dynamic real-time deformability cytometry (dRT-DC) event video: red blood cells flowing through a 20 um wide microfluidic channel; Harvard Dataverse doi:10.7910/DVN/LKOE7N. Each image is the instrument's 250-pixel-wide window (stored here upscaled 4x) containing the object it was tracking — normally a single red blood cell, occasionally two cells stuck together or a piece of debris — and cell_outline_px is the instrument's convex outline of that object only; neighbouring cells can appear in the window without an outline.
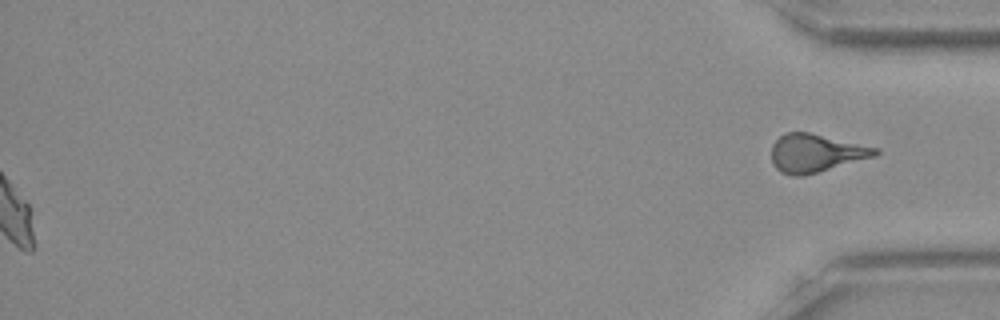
{"species": "Egyptian fruit bat (a non-hibernating species)", "species_latin": "Rousettus aegyptiacus", "temperature_condition": "room temperature", "stored_images_in_passage": 54, "segment_of_instrument_passage": [2, 2], "camera_frame_rate_fps": 3000, "um_per_image_px": 0.085, "frame": {"image": 1, "passage_image": 54, "time_ms": 17.667, "image_size_px": [1000, 320], "cell_outline_px": [[880, 152], [876, 156], [804, 176], [796, 176], [780, 172], [772, 164], [772, 144], [784, 132], [808, 132], [880, 148]], "centroid_in_image_um": [69.35, 13.01], "position_along_channel_um": 365.9, "area_um2": 23.12}}